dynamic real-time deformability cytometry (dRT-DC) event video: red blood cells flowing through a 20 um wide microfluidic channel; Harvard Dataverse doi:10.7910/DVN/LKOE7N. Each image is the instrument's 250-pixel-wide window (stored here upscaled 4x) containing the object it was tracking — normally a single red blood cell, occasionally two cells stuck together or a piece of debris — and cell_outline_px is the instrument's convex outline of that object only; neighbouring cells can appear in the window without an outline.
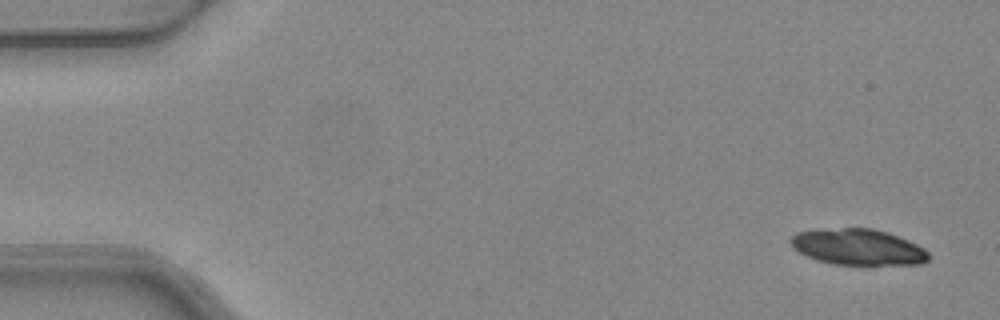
{"species": "common noctule bat (a hibernating species)", "species_latin": "Nyctalus noctula", "temperature_condition": "warm", "stored_images_in_passage": 6, "segment_of_instrument_passage": [1, 2], "camera_frame_rate_fps": 3000, "um_per_image_px": 0.085, "animal": {"sex": "female", "body_mass_g": 24.6, "forearm_length_mm": 56.2}, "frame": {"image": 1, "passage_image": 1, "time_ms": 0.0, "image_size_px": [1000, 320], "cell_outline_px": [[928, 260], [924, 264], [832, 264], [816, 260], [792, 248], [792, 236], [796, 232], [844, 228], [872, 228], [888, 232], [908, 240], [924, 248], [928, 252]], "centroid_in_image_um": [72.96, 21.0], "position_along_channel_um": 12.0, "area_um2": 28.61}}
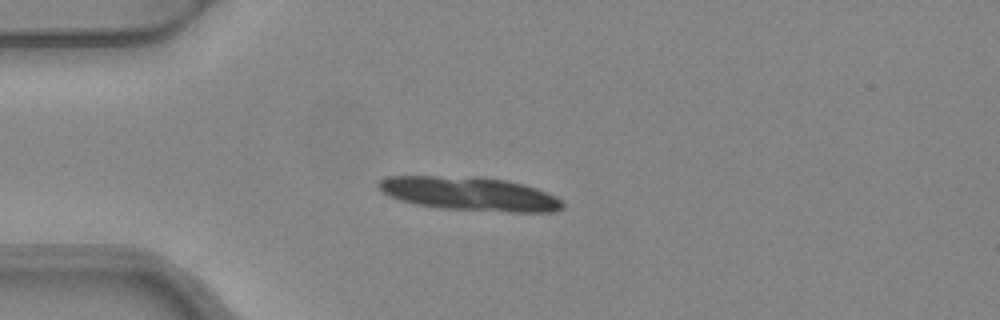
{"frame": {"image": 2, "passage_image": 4, "time_ms": 1.0, "image_size_px": [1000, 320], "cell_outline_px": [[564, 208], [552, 212], [508, 212], [444, 208], [416, 204], [400, 200], [388, 196], [376, 184], [380, 180], [388, 176], [480, 176], [508, 180], [524, 184], [536, 188], [560, 200], [564, 204]], "centroid_in_image_um": [39.92, 16.46], "position_along_channel_um": 45.1, "area_um2": 36.18}}